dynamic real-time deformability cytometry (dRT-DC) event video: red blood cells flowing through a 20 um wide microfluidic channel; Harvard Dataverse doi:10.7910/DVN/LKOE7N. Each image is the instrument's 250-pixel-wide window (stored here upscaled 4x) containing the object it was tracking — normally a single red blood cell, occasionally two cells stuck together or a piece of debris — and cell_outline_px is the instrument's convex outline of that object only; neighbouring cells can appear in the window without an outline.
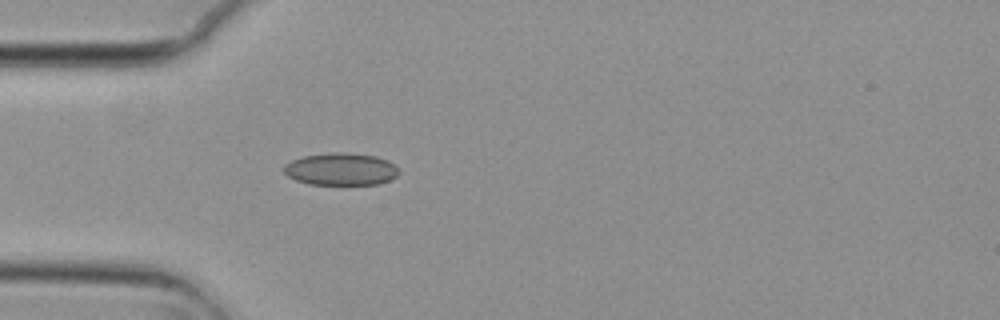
{"species": "common noctule bat (a hibernating species)", "species_latin": "Nyctalus noctula", "temperature_condition": "cold", "stored_images_in_passage": 1, "camera_frame_rate_fps": 3000, "um_per_image_px": 0.085, "animal": {"sex": "female", "body_mass_g": 29.2, "forearm_length_mm": 56.3}, "frame": {"image": 1, "passage_image": 1, "time_ms": 0.0, "image_size_px": [1000, 320], "cell_outline_px": [[400, 172], [396, 176], [388, 180], [376, 184], [308, 184], [296, 180], [288, 176], [284, 172], [284, 164], [292, 160], [304, 156], [332, 152], [344, 152], [376, 156], [388, 160]], "centroid_in_image_um": [28.95, 14.37], "position_along_channel_um": 56.0, "area_um2": 21.5}}